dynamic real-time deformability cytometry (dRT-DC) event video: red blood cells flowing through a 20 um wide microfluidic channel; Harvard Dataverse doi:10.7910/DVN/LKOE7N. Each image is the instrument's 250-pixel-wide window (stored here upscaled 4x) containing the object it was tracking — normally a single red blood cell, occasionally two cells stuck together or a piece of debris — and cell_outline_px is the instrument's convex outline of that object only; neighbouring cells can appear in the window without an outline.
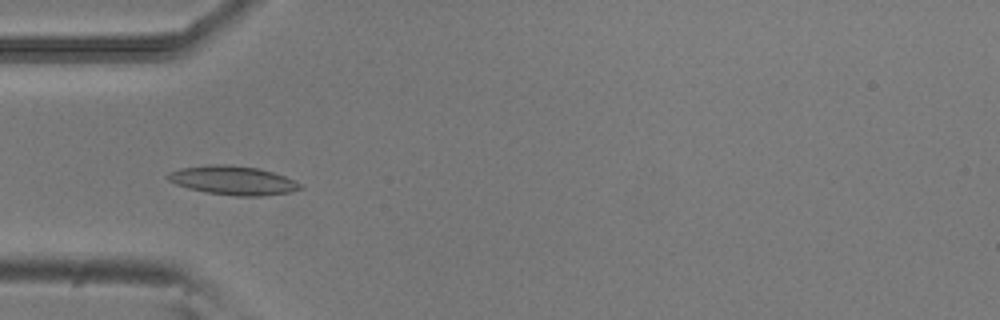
{"species": "common noctule bat (a hibernating species)", "species_latin": "Nyctalus noctula", "temperature_condition": "room temperature", "stored_images_in_passage": 8, "camera_frame_rate_fps": 3000, "um_per_image_px": 0.085, "animal": {"sex": "male", "body_mass_g": 20.5, "forearm_length_mm": 52.5}, "frame": {"image": 1, "passage_image": 5, "time_ms": 1.333, "image_size_px": [1000, 320], "cell_outline_px": [[304, 188], [292, 192], [260, 196], [236, 196], [204, 192], [188, 188], [176, 184], [168, 180], [164, 176], [168, 172], [180, 168], [208, 164], [228, 164], [256, 168], [272, 172], [284, 176], [300, 184]], "centroid_in_image_um": [19.75, 15.33], "position_along_channel_um": 65.2, "area_um2": 22.37}}
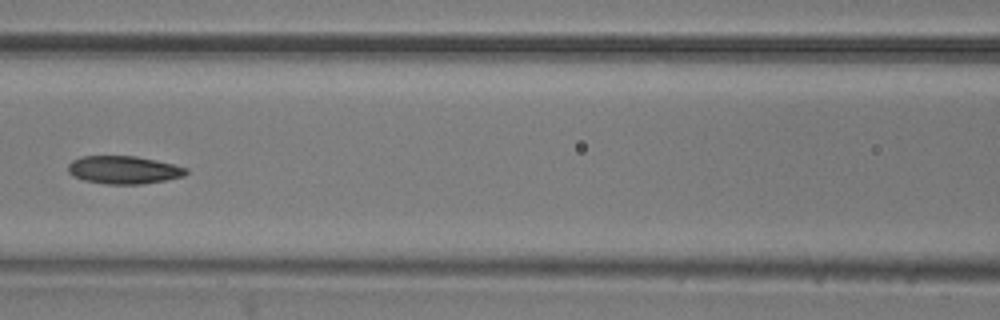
{"frame": {"image": 2, "passage_image": 7, "time_ms": 2.0, "image_size_px": [1000, 320], "cell_outline_px": [[188, 172], [184, 176], [164, 180], [140, 184], [104, 184], [84, 180], [72, 176], [68, 172], [68, 164], [72, 160], [80, 156], [136, 156], [156, 160], [188, 168]], "centroid_in_image_um": [10.48, 14.43], "position_along_channel_um": 156.1, "area_um2": 19.25}}
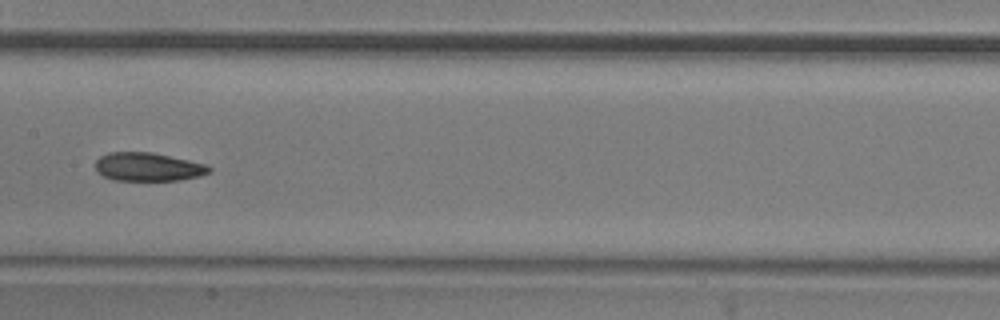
{"frame": {"image": 3, "passage_image": 8, "time_ms": 2.333, "image_size_px": [1000, 320], "cell_outline_px": [[212, 172], [200, 176], [180, 180], [112, 180], [96, 172], [96, 160], [100, 156], [108, 152], [152, 152], [188, 160], [204, 164], [212, 168]], "centroid_in_image_um": [12.57, 14.18], "position_along_channel_um": 194.8, "area_um2": 18.9}}